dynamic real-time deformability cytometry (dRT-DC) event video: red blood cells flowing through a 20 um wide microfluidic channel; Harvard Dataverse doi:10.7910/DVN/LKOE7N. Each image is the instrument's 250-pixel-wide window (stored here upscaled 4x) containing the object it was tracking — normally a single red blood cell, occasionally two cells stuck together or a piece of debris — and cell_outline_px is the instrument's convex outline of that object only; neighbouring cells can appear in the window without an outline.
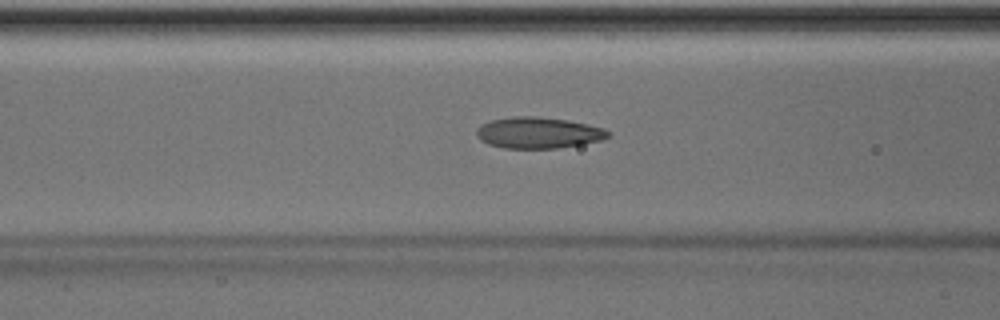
{"species": "Egyptian fruit bat (a non-hibernating species)", "species_latin": "Rousettus aegyptiacus", "temperature_condition": "room temperature", "stored_images_in_passage": 50, "camera_frame_rate_fps": 3000, "um_per_image_px": 0.085, "animal": {"sex": "male"}, "frame": {"image": 1, "passage_image": 20, "time_ms": 6.333, "image_size_px": [1000, 320], "cell_outline_px": [[612, 132], [608, 136], [600, 140], [580, 144], [556, 148], [504, 148], [488, 144], [480, 140], [476, 136], [476, 128], [480, 124], [492, 120], [512, 116], [536, 116], [568, 120], [588, 124], [604, 128]], "centroid_in_image_um": [45.72, 11.27], "position_along_channel_um": 120.9, "area_um2": 23.99}}
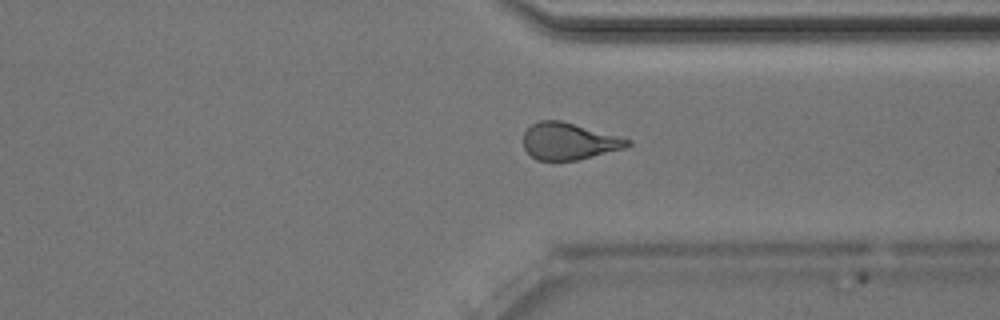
{"frame": {"image": 2, "passage_image": 38, "time_ms": 12.333, "image_size_px": [1000, 320], "cell_outline_px": [[632, 144], [624, 148], [576, 160], [536, 160], [524, 148], [524, 132], [532, 124], [540, 120], [560, 120], [632, 140]], "centroid_in_image_um": [48.34, 12.0], "position_along_channel_um": 363.1, "area_um2": 22.02}}
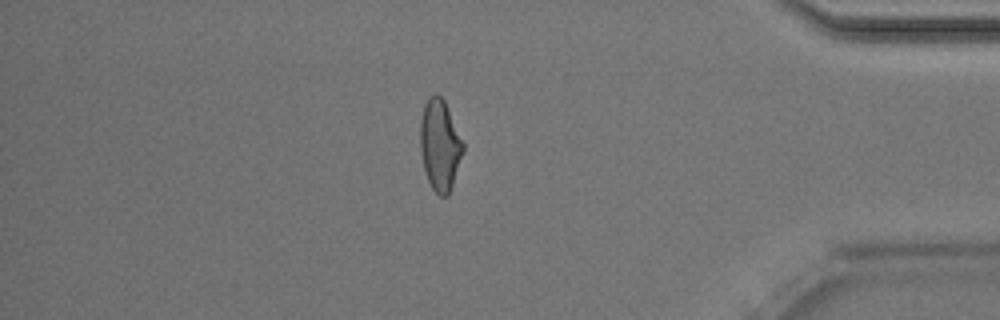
{"frame": {"image": 3, "passage_image": 43, "time_ms": 14.0, "image_size_px": [1000, 320], "cell_outline_px": [[464, 152], [452, 184], [448, 192], [444, 196], [440, 196], [432, 188], [428, 180], [424, 168], [420, 152], [420, 120], [424, 104], [428, 96], [436, 92], [444, 100], [464, 144]], "centroid_in_image_um": [37.37, 12.28], "position_along_channel_um": 397.8, "area_um2": 22.6}, "authors_computed_cell_mechanics": {"area_um2": 23.409, "velocity_mm_per_s": 4.0422, "shape_relaxation_time_tau1_ms": 5.9626, "shape_relaxation_time_tau2_ms": 1.7524, "deformation_change_tau1": 0.1689, "deformation_change_tau2": 0.0913}}